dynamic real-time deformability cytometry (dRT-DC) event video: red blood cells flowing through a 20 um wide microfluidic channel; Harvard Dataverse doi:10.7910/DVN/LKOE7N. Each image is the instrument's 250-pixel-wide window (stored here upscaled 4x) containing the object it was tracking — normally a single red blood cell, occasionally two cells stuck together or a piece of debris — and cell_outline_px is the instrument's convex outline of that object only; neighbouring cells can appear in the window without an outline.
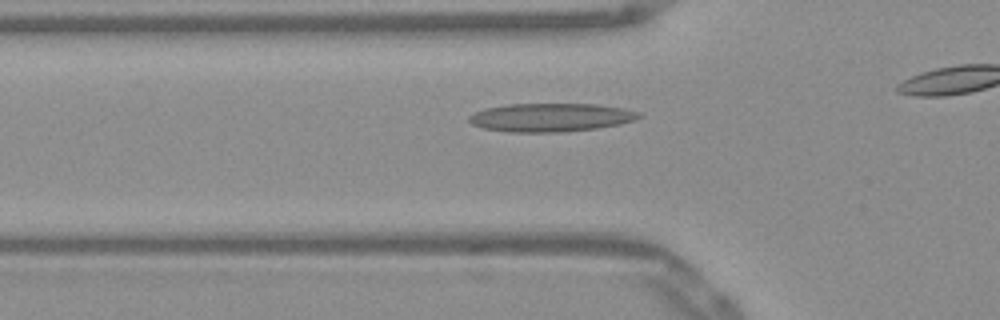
{"species": "Egyptian fruit bat (a non-hibernating species)", "species_latin": "Rousettus aegyptiacus", "temperature_condition": "warm", "stored_images_in_passage": 20, "camera_frame_rate_fps": 3000, "um_per_image_px": 0.085, "frame": {"image": 1, "passage_image": 8, "time_ms": 2.333, "image_size_px": [1000, 320], "cell_outline_px": [[644, 116], [636, 120], [620, 124], [596, 128], [564, 132], [508, 132], [484, 128], [472, 124], [468, 120], [468, 116], [484, 108], [508, 104], [596, 104], [624, 108], [640, 112]], "centroid_in_image_um": [46.85, 9.98], "position_along_channel_um": 79.0, "area_um2": 28.32}}
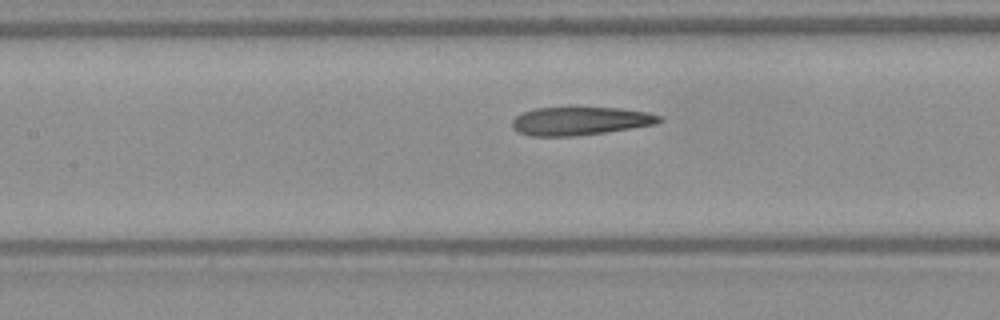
{"frame": {"image": 2, "passage_image": 14, "time_ms": 4.333, "image_size_px": [1000, 320], "cell_outline_px": [[664, 120], [656, 124], [632, 128], [576, 136], [528, 136], [516, 132], [512, 128], [512, 120], [516, 116], [524, 112], [536, 108], [572, 104], [576, 104], [620, 108], [648, 112], [660, 116]], "centroid_in_image_um": [49.28, 10.23], "position_along_channel_um": 158.1, "area_um2": 25.49}}
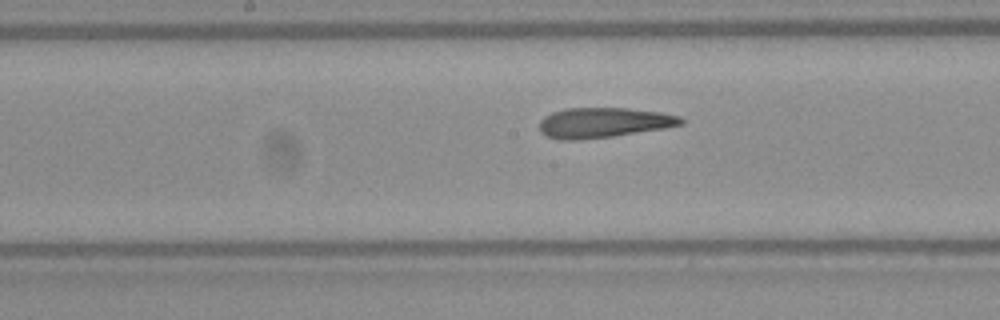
{"frame": {"image": 3, "passage_image": 17, "time_ms": 5.333, "image_size_px": [1000, 320], "cell_outline_px": [[684, 124], [664, 128], [612, 136], [580, 140], [560, 140], [548, 136], [540, 132], [540, 120], [544, 116], [552, 112], [564, 108], [624, 108], [660, 112], [680, 116], [684, 120]], "centroid_in_image_um": [51.28, 10.42], "position_along_channel_um": 196.9, "area_um2": 24.8}}